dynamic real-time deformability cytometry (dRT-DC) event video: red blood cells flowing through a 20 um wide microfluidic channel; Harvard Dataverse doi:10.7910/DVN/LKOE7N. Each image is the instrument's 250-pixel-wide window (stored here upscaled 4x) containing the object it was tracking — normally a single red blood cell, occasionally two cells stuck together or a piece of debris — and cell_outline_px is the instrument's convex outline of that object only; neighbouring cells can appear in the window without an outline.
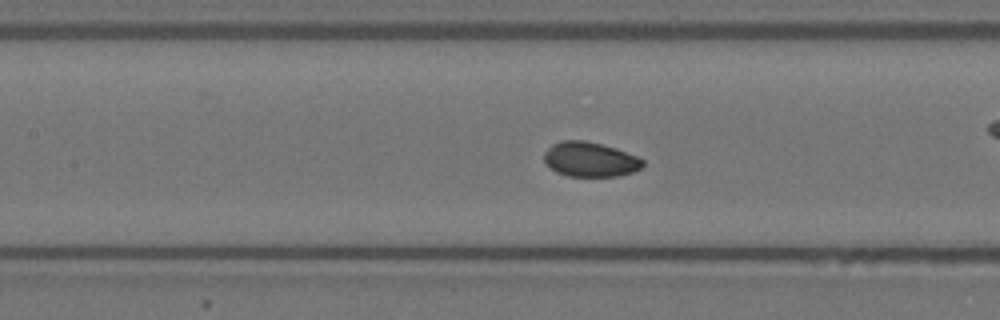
{"species": "Egyptian fruit bat (a non-hibernating species)", "species_latin": "Rousettus aegyptiacus", "temperature_condition": "warm", "stored_images_in_passage": 39, "camera_frame_rate_fps": 3000, "um_per_image_px": 0.085, "animal": {"sex": "female"}, "frame": {"image": 1, "passage_image": 12, "time_ms": 3.667, "image_size_px": [1000, 320], "cell_outline_px": [[644, 164], [640, 168], [632, 172], [616, 176], [568, 176], [556, 172], [544, 160], [544, 152], [552, 144], [560, 140], [584, 140], [616, 148], [636, 156], [644, 160]], "centroid_in_image_um": [50.14, 13.54], "position_along_channel_um": 157.3, "area_um2": 19.83}}